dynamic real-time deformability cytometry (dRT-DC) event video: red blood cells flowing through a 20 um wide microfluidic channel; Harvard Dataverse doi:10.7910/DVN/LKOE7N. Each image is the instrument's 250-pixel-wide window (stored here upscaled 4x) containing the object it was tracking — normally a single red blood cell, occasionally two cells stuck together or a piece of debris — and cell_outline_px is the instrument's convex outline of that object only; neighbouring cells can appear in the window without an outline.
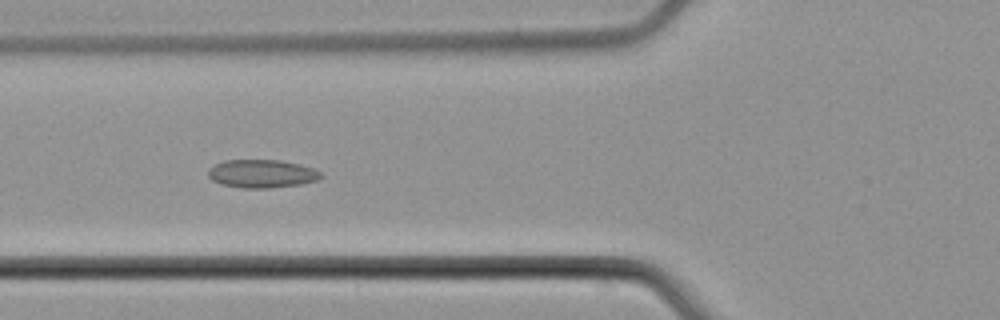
{"species": "common noctule bat (a hibernating species)", "species_latin": "Nyctalus noctula", "temperature_condition": "cold", "stored_images_in_passage": 7, "camera_frame_rate_fps": 3000, "um_per_image_px": 0.085, "animal": {"sex": "male", "body_mass_g": 21.5, "forearm_length_mm": 52.0}, "frame": {"image": 1, "passage_image": 6, "time_ms": 6.0, "image_size_px": [1000, 320], "cell_outline_px": [[324, 176], [316, 180], [300, 184], [272, 188], [244, 188], [220, 184], [212, 180], [208, 176], [208, 172], [216, 164], [224, 160], [280, 160], [300, 164], [312, 168], [320, 172]], "centroid_in_image_um": [22.27, 14.77], "position_along_channel_um": 103.5, "area_um2": 18.44}}
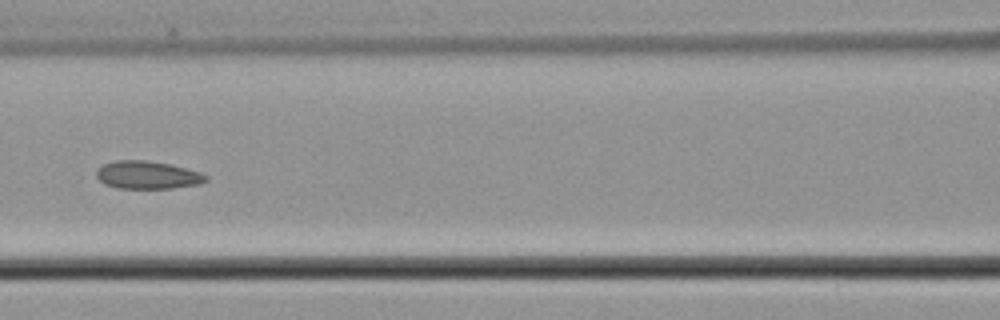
{"frame": {"image": 2, "passage_image": 7, "time_ms": 7.333, "image_size_px": [1000, 320], "cell_outline_px": [[208, 180], [200, 184], [172, 188], [120, 188], [104, 184], [96, 176], [96, 172], [104, 164], [116, 160], [148, 160], [168, 164], [200, 172], [208, 176]], "centroid_in_image_um": [12.55, 14.87], "position_along_channel_um": 154.0, "area_um2": 17.63}}